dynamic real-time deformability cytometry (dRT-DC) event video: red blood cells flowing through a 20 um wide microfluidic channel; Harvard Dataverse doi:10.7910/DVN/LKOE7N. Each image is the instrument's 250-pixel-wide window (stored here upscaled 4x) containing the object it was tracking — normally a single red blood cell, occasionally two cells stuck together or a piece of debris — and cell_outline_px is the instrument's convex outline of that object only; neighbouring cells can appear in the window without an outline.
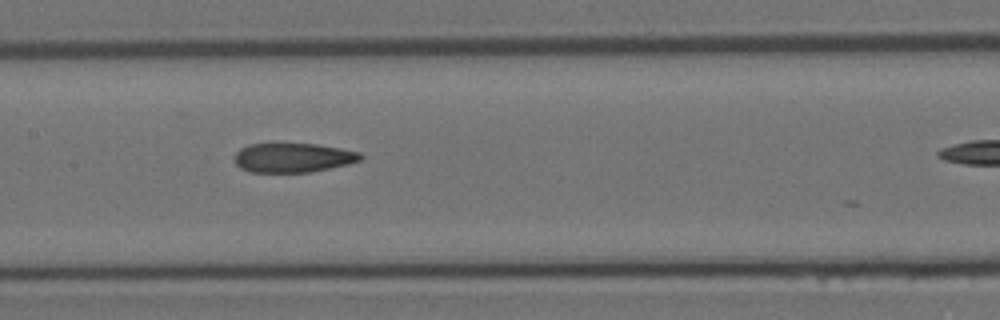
{"species": "Egyptian fruit bat (a non-hibernating species)", "species_latin": "Rousettus aegyptiacus", "temperature_condition": "room temperature", "stored_images_in_passage": 13, "camera_frame_rate_fps": 3000, "um_per_image_px": 0.085, "animal": {"sex": "female"}, "frame": {"image": 1, "passage_image": 11, "time_ms": 3.333, "image_size_px": [1000, 320], "cell_outline_px": [[364, 156], [360, 160], [348, 164], [308, 172], [248, 172], [240, 168], [236, 164], [236, 152], [240, 148], [248, 144], [272, 140], [316, 144], [340, 148], [360, 152]], "centroid_in_image_um": [24.85, 13.35], "position_along_channel_um": 182.6, "area_um2": 22.37}}